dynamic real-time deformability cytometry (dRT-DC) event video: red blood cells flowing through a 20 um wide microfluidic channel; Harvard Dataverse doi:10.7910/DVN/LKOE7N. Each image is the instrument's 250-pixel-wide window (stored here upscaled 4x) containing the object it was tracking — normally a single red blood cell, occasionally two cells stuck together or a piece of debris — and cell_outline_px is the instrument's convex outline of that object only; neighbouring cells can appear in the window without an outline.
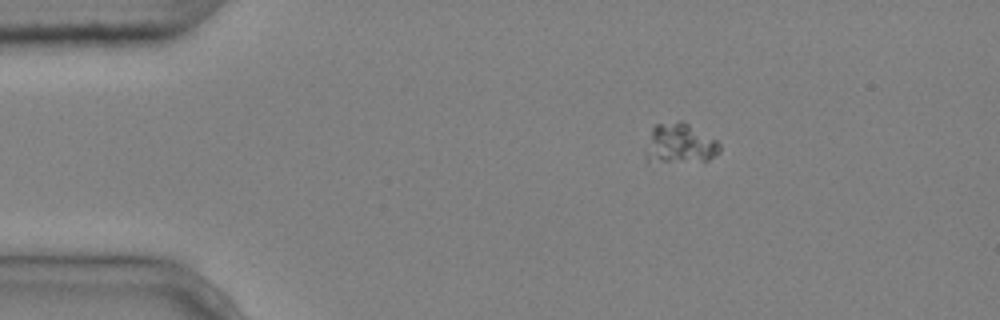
{"species": "common noctule bat (a hibernating species)", "species_latin": "Nyctalus noctula", "temperature_condition": "cold", "stored_images_in_passage": 2, "camera_frame_rate_fps": 3000, "um_per_image_px": 0.085, "animal": {"sex": "male", "body_mass_g": 20.4}, "frame": {"image": 1, "passage_image": 1, "time_ms": 0.0, "image_size_px": [1000, 320], "cell_outline_px": [[720, 152], [708, 160], [648, 164], [644, 152], [644, 148], [652, 128], [656, 124], [680, 120], [684, 120], [716, 140], [720, 144]], "centroid_in_image_um": [57.73, 12.22], "position_along_channel_um": 27.3, "area_um2": 17.92}}